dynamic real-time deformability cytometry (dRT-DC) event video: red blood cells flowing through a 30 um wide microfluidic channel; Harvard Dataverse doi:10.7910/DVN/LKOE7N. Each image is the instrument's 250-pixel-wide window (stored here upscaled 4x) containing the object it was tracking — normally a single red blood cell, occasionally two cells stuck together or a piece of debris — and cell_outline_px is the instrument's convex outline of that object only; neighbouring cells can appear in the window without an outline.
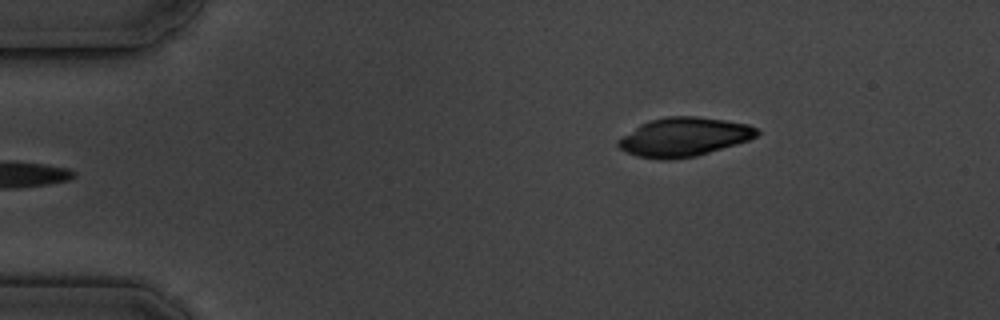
{"species": "common noctule bat (a hibernating species)", "species_latin": "Nyctalus noctula", "temperature_condition": "cold", "stored_images_in_passage": 7, "segment_of_instrument_passage": [2, 2], "camera_frame_rate_fps": 3000, "um_per_image_px": 0.085, "animal": {"sex": "male", "body_mass_g": 19.5, "forearm_length_mm": 54.6}, "frame": {"image": 1, "passage_image": 7, "time_ms": 6.667, "image_size_px": [1000, 320], "cell_outline_px": [[760, 132], [756, 136], [748, 140], [736, 144], [696, 156], [668, 160], [660, 160], [636, 156], [624, 152], [616, 144], [616, 140], [640, 124], [652, 120], [668, 116], [696, 116], [724, 120], [748, 124], [756, 128]], "centroid_in_image_um": [58.09, 11.65], "position_along_channel_um": 26.9, "area_um2": 31.39}}